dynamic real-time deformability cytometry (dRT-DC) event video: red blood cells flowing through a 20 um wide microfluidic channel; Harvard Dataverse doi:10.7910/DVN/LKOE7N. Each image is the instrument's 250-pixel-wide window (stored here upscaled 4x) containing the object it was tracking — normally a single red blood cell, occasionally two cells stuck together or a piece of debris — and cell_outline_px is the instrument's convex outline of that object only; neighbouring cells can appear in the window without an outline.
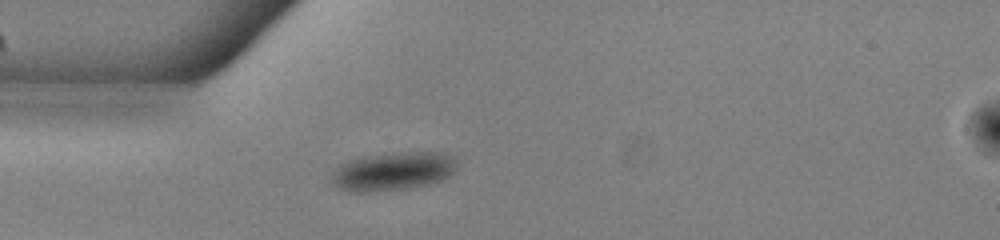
{"species": "common noctule bat (a hibernating species)", "species_latin": "Nyctalus noctula", "temperature_condition": "warm", "stored_images_in_passage": 39, "camera_frame_rate_fps": 3000, "um_per_image_px": 0.085, "animal": {"sex": "male", "body_mass_g": 13.0, "forearm_length_mm": 53.1}, "frame": {"image": 1, "passage_image": 1, "time_ms": 0.0, "image_size_px": [1000, 240], "cell_outline_px": [[456, 168], [448, 176], [440, 180], [428, 184], [404, 188], [360, 192], [352, 192], [340, 188], [332, 184], [332, 172], [340, 164], [348, 160], [360, 156], [384, 152], [448, 152], [456, 156]], "centroid_in_image_um": [33.4, 14.51], "position_along_channel_um": 51.6, "area_um2": 28.32}}
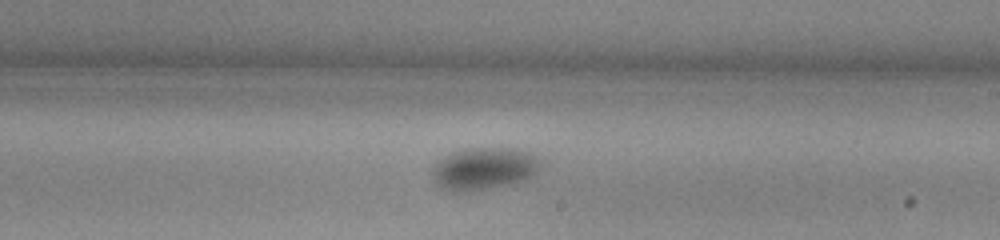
{"frame": {"image": 2, "passage_image": 17, "time_ms": 5.333, "image_size_px": [1000, 240], "cell_outline_px": [[544, 164], [532, 176], [524, 180], [508, 184], [460, 192], [456, 192], [436, 184], [432, 176], [432, 168], [436, 160], [448, 152], [464, 148], [516, 148], [528, 152], [544, 160]], "centroid_in_image_um": [41.14, 14.29], "position_along_channel_um": 247.9, "area_um2": 26.93}}
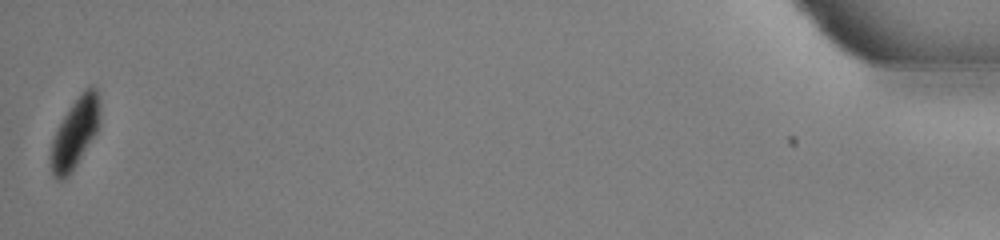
{"frame": {"image": 3, "passage_image": 39, "time_ms": 12.667, "image_size_px": [1000, 240], "cell_outline_px": [[100, 124], [96, 132], [72, 172], [64, 180], [56, 180], [52, 176], [48, 164], [48, 156], [52, 140], [56, 128], [80, 92], [88, 84], [96, 84], [100, 100]], "centroid_in_image_um": [6.36, 11.3], "position_along_channel_um": 428.8, "area_um2": 20.87}, "authors_computed_cell_mechanics": {"area_um2": 25.721, "velocity_mm_per_s": 3.8421, "shape_relaxation_time_tau1_ms": 7.7996, "shape_relaxation_time_tau2_ms": null, "deformation_change_tau1": 0.1186, "deformation_change_tau2": null}}